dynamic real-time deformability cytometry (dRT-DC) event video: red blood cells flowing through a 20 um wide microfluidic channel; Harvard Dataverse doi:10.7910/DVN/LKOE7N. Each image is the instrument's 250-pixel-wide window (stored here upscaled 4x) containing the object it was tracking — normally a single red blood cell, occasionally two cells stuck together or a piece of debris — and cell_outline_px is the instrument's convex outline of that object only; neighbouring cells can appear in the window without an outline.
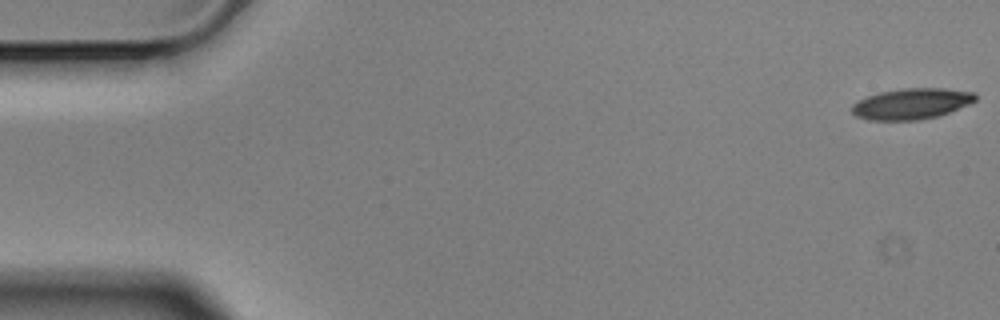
{"species": "Egyptian fruit bat (a non-hibernating species)", "species_latin": "Rousettus aegyptiacus", "temperature_condition": "cold", "stored_images_in_passage": 13, "camera_frame_rate_fps": 3000, "um_per_image_px": 0.085, "animal": {"sex": "male"}, "frame": {"image": 1, "passage_image": 1, "time_ms": 0.0, "image_size_px": [1000, 320], "cell_outline_px": [[976, 100], [968, 104], [940, 116], [920, 120], [868, 120], [856, 116], [848, 108], [852, 104], [868, 96], [880, 92], [904, 88], [944, 88], [976, 92]], "centroid_in_image_um": [77.47, 8.82], "position_along_channel_um": 7.5, "area_um2": 22.37}}